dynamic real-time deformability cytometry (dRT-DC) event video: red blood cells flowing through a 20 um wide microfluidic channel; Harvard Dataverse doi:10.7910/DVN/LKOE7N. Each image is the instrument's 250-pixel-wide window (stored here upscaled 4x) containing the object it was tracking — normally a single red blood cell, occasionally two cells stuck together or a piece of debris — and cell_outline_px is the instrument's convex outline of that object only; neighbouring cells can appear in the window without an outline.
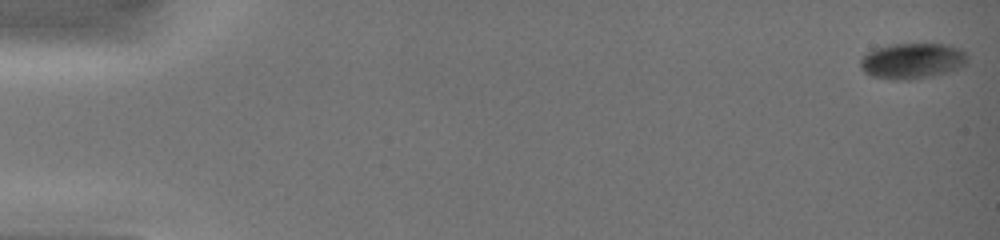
{"species": "common noctule bat (a hibernating species)", "species_latin": "Nyctalus noctula", "temperature_condition": "warm", "stored_images_in_passage": 20, "camera_frame_rate_fps": 3000, "um_per_image_px": 0.085, "animal": {"sex": "female", "body_mass_g": 19.0, "forearm_length_mm": 51.5}, "frame": {"image": 1, "passage_image": 1, "time_ms": 0.0, "image_size_px": [1000, 240], "cell_outline_px": [[968, 64], [948, 72], [908, 80], [892, 80], [872, 76], [864, 72], [860, 68], [860, 60], [868, 52], [876, 48], [892, 44], [948, 44], [960, 48], [968, 56]], "centroid_in_image_um": [77.56, 5.17], "position_along_channel_um": 7.4, "area_um2": 22.37}}
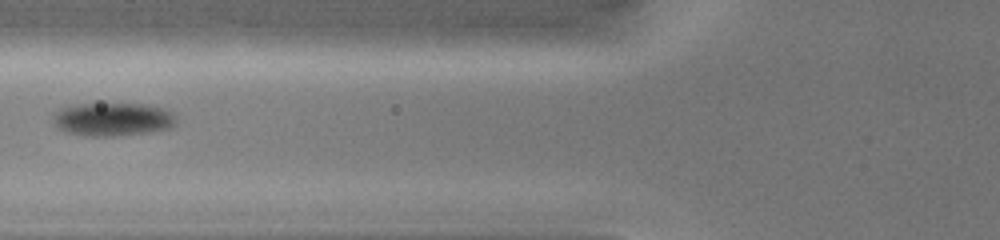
{"frame": {"image": 2, "passage_image": 15, "time_ms": 6.667, "image_size_px": [1000, 240], "cell_outline_px": [[176, 124], [172, 128], [148, 132], [112, 136], [84, 136], [64, 132], [56, 128], [52, 120], [52, 116], [60, 108], [80, 104], [148, 104], [164, 108], [172, 112], [176, 116]], "centroid_in_image_um": [9.58, 10.15], "position_along_channel_um": 116.2, "area_um2": 24.22}}
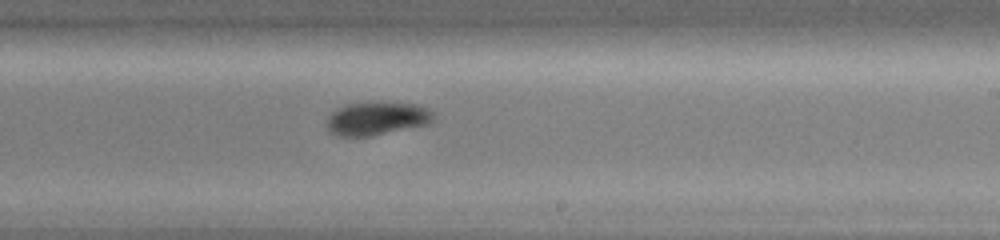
{"frame": {"image": 3, "passage_image": 20, "time_ms": 10.0, "image_size_px": [1000, 240], "cell_outline_px": [[436, 120], [428, 124], [368, 136], [336, 136], [324, 124], [328, 116], [336, 108], [348, 104], [420, 104], [428, 108], [436, 116]], "centroid_in_image_um": [32.04, 10.09], "position_along_channel_um": 257.0, "area_um2": 20.29}}